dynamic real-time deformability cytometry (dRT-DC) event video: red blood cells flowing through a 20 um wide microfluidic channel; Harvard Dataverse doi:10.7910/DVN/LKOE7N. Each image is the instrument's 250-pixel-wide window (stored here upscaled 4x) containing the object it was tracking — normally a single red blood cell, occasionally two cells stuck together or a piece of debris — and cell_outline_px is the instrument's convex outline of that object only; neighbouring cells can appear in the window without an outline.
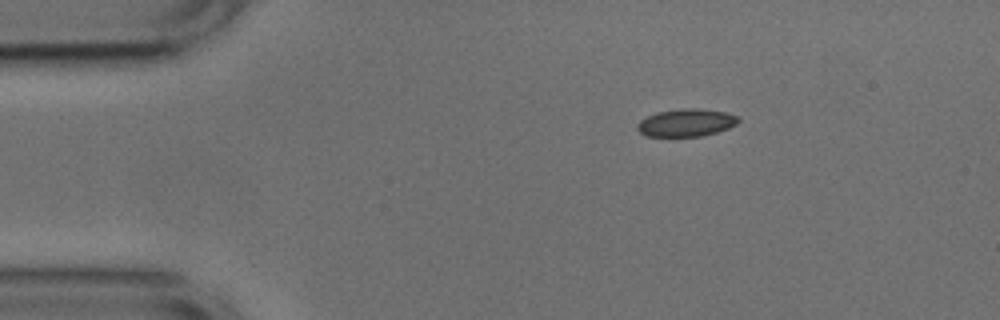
{"species": "common noctule bat (a hibernating species)", "species_latin": "Nyctalus noctula", "temperature_condition": "cold", "stored_images_in_passage": 38, "camera_frame_rate_fps": 3000, "um_per_image_px": 0.085, "animal": {"sex": "male", "body_mass_g": 17.9, "forearm_length_mm": 54.2}, "frame": {"image": 1, "passage_image": 1, "time_ms": 0.0, "image_size_px": [1000, 320], "cell_outline_px": [[740, 120], [736, 124], [728, 128], [716, 132], [700, 136], [644, 136], [636, 128], [636, 124], [640, 120], [656, 112], [684, 108], [696, 108], [728, 112], [736, 116]], "centroid_in_image_um": [58.3, 10.42], "position_along_channel_um": 26.7, "area_um2": 16.24}}
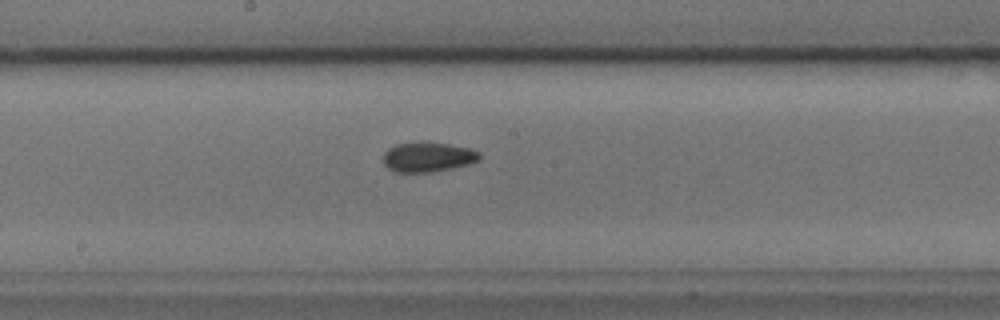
{"frame": {"image": 2, "passage_image": 20, "time_ms": 6.333, "image_size_px": [1000, 320], "cell_outline_px": [[480, 160], [468, 164], [452, 168], [432, 172], [396, 172], [388, 168], [384, 164], [384, 152], [388, 148], [396, 144], [420, 140], [448, 144], [468, 148], [480, 152]], "centroid_in_image_um": [36.35, 13.32], "position_along_channel_um": 211.9, "area_um2": 16.94}}
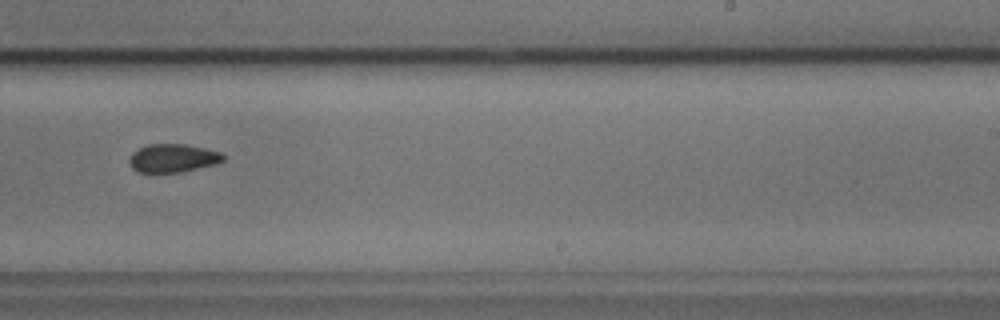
{"frame": {"image": 3, "passage_image": 25, "time_ms": 8.0, "image_size_px": [1000, 320], "cell_outline_px": [[224, 160], [216, 164], [180, 172], [136, 172], [132, 168], [128, 160], [132, 152], [148, 144], [184, 144], [204, 148], [220, 152], [224, 156]], "centroid_in_image_um": [14.67, 13.44], "position_along_channel_um": 274.3, "area_um2": 15.43}, "authors_computed_cell_mechanics": {"area_um2": 16.2418, "velocity_mm_per_s": 3.766, "shape_relaxation_time_tau1_ms": null, "shape_relaxation_time_tau2_ms": 5.6503, "deformation_change_tau1": null, "deformation_change_tau2": 0.0978}}